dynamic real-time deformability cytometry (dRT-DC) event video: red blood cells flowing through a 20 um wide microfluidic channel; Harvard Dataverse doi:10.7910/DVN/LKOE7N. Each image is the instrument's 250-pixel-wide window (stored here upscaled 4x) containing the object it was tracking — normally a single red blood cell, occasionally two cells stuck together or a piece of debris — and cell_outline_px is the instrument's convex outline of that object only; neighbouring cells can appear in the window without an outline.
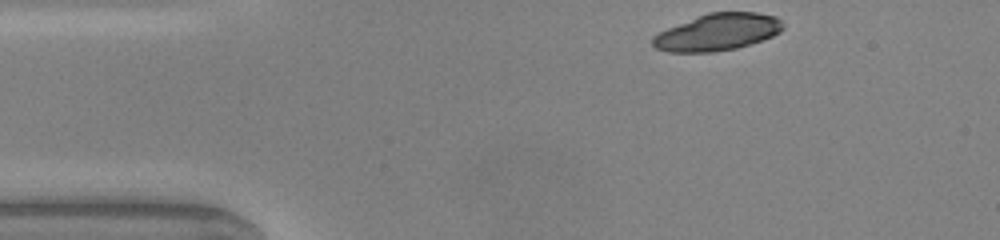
{"species": "common noctule bat (a hibernating species)", "species_latin": "Nyctalus noctula", "temperature_condition": "warm", "stored_images_in_passage": 35, "camera_frame_rate_fps": 3000, "um_per_image_px": 0.085, "animal": {"sex": "male", "body_mass_g": 20.0, "forearm_length_mm": 53.3}, "frame": {"image": 1, "passage_image": 1, "time_ms": 0.0, "image_size_px": [1000, 240], "cell_outline_px": [[784, 28], [780, 32], [772, 36], [736, 48], [712, 52], [668, 52], [656, 48], [652, 44], [652, 36], [668, 28], [696, 16], [708, 12], [756, 12], [776, 16], [784, 24]], "centroid_in_image_um": [60.99, 2.72], "position_along_channel_um": 24.0, "area_um2": 27.92}}